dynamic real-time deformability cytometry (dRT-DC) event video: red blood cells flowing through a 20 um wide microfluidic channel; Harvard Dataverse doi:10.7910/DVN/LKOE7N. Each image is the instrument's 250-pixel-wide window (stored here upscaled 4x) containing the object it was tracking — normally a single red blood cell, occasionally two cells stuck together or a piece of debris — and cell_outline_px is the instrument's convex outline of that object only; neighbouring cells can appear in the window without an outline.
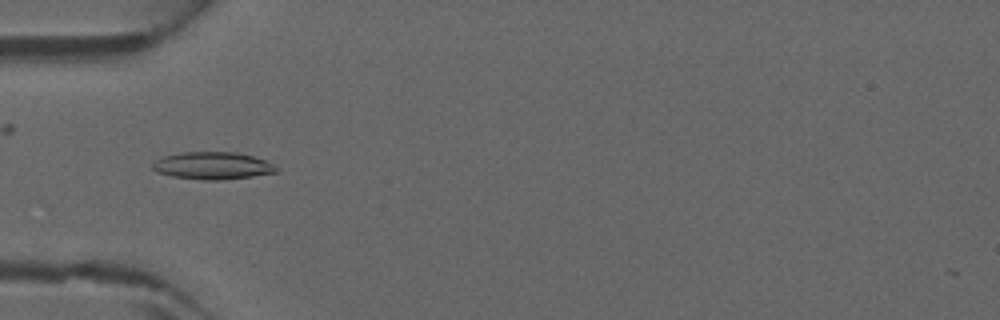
{"species": "common noctule bat (a hibernating species)", "species_latin": "Nyctalus noctula", "temperature_condition": "warm", "stored_images_in_passage": 44, "camera_frame_rate_fps": 3000, "um_per_image_px": 0.085, "animal": {"sex": "male", "forearm_length_mm": 52.5}, "frame": {"image": 1, "passage_image": 13, "time_ms": 4.0, "image_size_px": [1000, 320], "cell_outline_px": [[280, 168], [276, 172], [252, 176], [220, 180], [204, 180], [172, 176], [156, 172], [152, 168], [152, 164], [160, 156], [184, 152], [236, 152], [252, 156], [264, 160]], "centroid_in_image_um": [18.04, 14.08], "position_along_channel_um": 67.0, "area_um2": 19.71}}
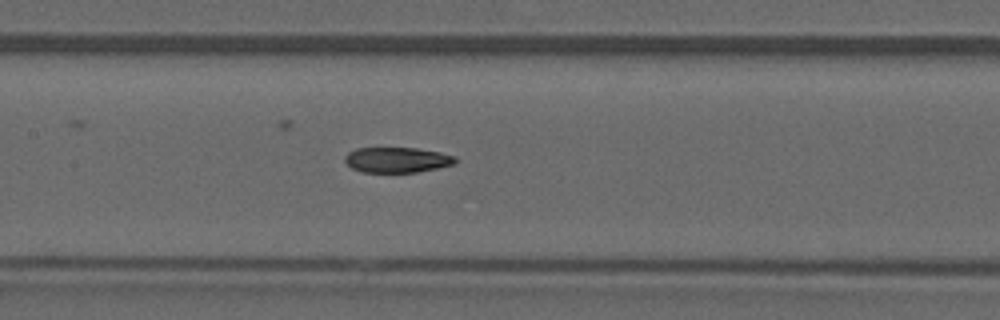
{"frame": {"image": 2, "passage_image": 20, "time_ms": 6.333, "image_size_px": [1000, 320], "cell_outline_px": [[456, 164], [416, 172], [360, 172], [352, 168], [344, 160], [344, 156], [348, 152], [356, 148], [416, 148], [440, 152], [456, 156]], "centroid_in_image_um": [33.74, 13.58], "position_along_channel_um": 173.7, "area_um2": 16.36}}
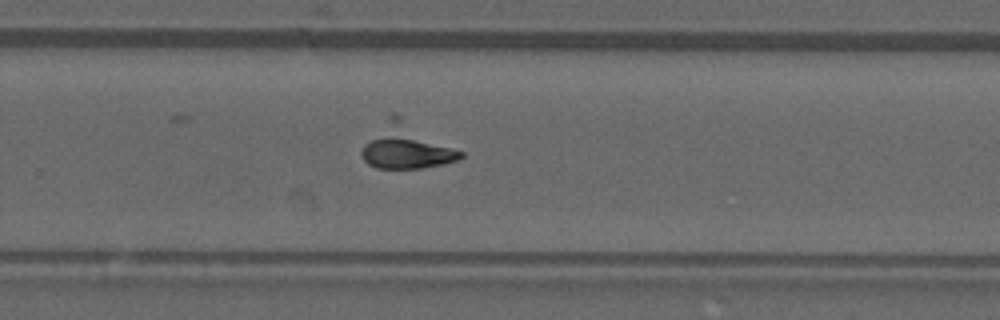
{"frame": {"image": 3, "passage_image": 28, "time_ms": 9.0, "image_size_px": [1000, 320], "cell_outline_px": [[464, 156], [456, 160], [440, 164], [420, 168], [376, 168], [368, 164], [364, 160], [360, 152], [364, 144], [372, 140], [392, 136], [396, 136], [452, 148], [464, 152]], "centroid_in_image_um": [34.55, 13.04], "position_along_channel_um": 295.2, "area_um2": 17.22}}